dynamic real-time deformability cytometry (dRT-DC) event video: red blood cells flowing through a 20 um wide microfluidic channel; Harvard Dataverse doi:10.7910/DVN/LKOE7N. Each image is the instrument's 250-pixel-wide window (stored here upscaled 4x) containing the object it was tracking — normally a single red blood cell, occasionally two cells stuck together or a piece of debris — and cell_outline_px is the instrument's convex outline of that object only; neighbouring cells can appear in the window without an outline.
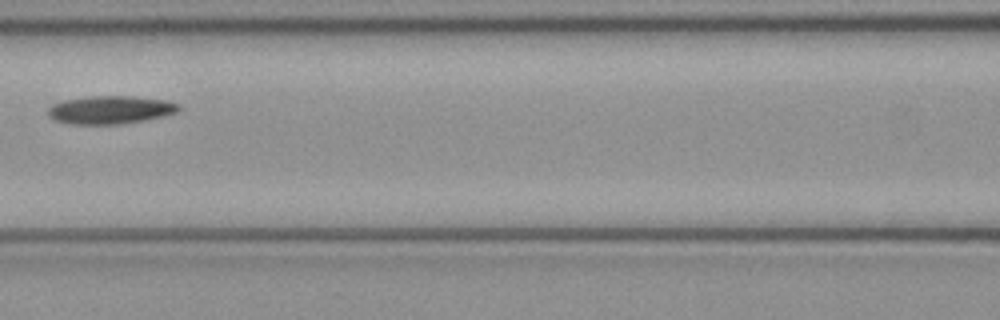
{"species": "common noctule bat (a hibernating species)", "species_latin": "Nyctalus noctula", "temperature_condition": "cold", "stored_images_in_passage": 8, "camera_frame_rate_fps": 3000, "um_per_image_px": 0.085, "animal": {"sex": "female", "body_mass_g": 21.9}, "frame": {"image": 1, "passage_image": 8, "time_ms": 2.333, "image_size_px": [1000, 320], "cell_outline_px": [[180, 108], [176, 112], [164, 116], [144, 120], [120, 124], [68, 124], [56, 120], [48, 116], [48, 108], [52, 104], [64, 100], [88, 96], [132, 96], [164, 100], [180, 104]], "centroid_in_image_um": [9.36, 9.33], "position_along_channel_um": 157.2, "area_um2": 21.39}}